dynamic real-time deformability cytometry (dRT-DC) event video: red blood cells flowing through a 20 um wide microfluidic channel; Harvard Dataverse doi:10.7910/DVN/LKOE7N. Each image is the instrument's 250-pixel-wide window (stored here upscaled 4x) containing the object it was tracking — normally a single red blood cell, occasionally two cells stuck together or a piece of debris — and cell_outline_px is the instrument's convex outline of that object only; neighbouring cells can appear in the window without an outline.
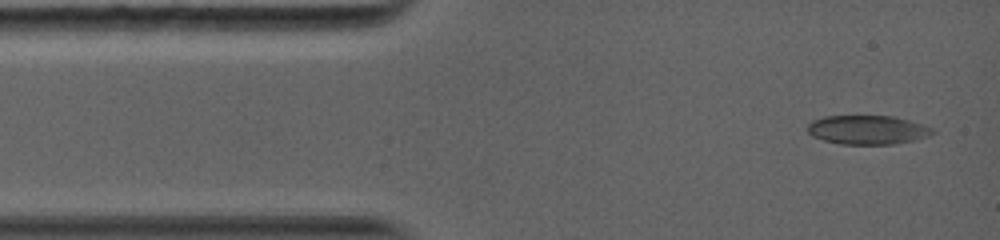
{"species": "common noctule bat (a hibernating species)", "species_latin": "Nyctalus noctula", "temperature_condition": "warm", "stored_images_in_passage": 5, "camera_frame_rate_fps": 5000, "um_per_image_px": 0.085, "animal": {"sex": "female", "body_mass_g": 19.0, "forearm_length_mm": 56.7}, "frame": {"image": 1, "passage_image": 1, "time_ms": 0.0, "image_size_px": [1000, 240], "cell_outline_px": [[936, 132], [928, 136], [912, 140], [892, 144], [840, 144], [824, 140], [812, 136], [808, 132], [808, 124], [812, 120], [824, 116], [892, 116], [908, 120], [932, 128]], "centroid_in_image_um": [73.7, 11.03], "position_along_channel_um": 11.3, "area_um2": 20.92}}
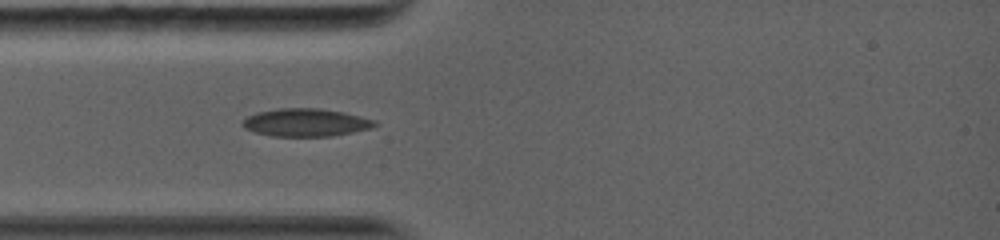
{"frame": {"image": 2, "passage_image": 4, "time_ms": 2.6, "image_size_px": [1000, 240], "cell_outline_px": [[380, 124], [372, 128], [332, 136], [272, 136], [256, 132], [244, 128], [240, 124], [248, 116], [256, 112], [276, 108], [320, 108], [344, 112], [376, 120]], "centroid_in_image_um": [26.01, 10.4], "position_along_channel_um": 59.0, "area_um2": 21.62}}
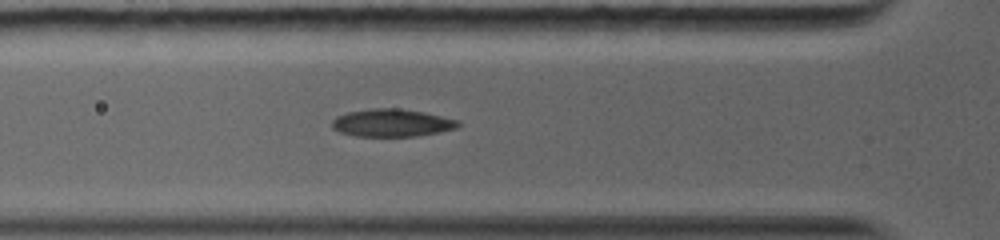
{"frame": {"image": 3, "passage_image": 5, "time_ms": 3.4, "image_size_px": [1000, 240], "cell_outline_px": [[460, 124], [456, 128], [440, 132], [416, 136], [356, 136], [340, 132], [332, 128], [332, 120], [336, 116], [348, 112], [372, 108], [396, 108], [424, 112], [460, 120]], "centroid_in_image_um": [33.31, 10.44], "position_along_channel_um": 92.5, "area_um2": 20.35}}